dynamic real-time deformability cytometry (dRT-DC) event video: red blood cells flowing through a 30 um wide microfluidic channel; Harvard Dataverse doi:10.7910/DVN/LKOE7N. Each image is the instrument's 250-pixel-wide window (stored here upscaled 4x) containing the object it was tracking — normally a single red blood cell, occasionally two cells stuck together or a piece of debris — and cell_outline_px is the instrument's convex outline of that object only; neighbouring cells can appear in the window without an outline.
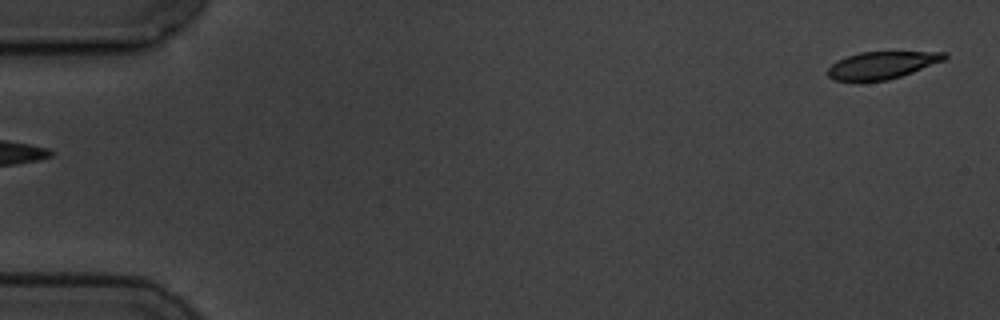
{"species": "common noctule bat (a hibernating species)", "species_latin": "Nyctalus noctula", "temperature_condition": "cold", "stored_images_in_passage": 5, "segment_of_instrument_passage": [2, 2], "camera_frame_rate_fps": 3000, "um_per_image_px": 0.085, "animal": {"sex": "male", "body_mass_g": 19.5, "forearm_length_mm": 54.6}, "frame": {"image": 1, "passage_image": 5, "time_ms": 4.667, "image_size_px": [1000, 320], "cell_outline_px": [[948, 56], [944, 60], [912, 72], [888, 80], [832, 80], [828, 76], [828, 68], [836, 60], [860, 52], [948, 52]], "centroid_in_image_um": [74.96, 5.52], "position_along_channel_um": 10.0, "area_um2": 18.26}}